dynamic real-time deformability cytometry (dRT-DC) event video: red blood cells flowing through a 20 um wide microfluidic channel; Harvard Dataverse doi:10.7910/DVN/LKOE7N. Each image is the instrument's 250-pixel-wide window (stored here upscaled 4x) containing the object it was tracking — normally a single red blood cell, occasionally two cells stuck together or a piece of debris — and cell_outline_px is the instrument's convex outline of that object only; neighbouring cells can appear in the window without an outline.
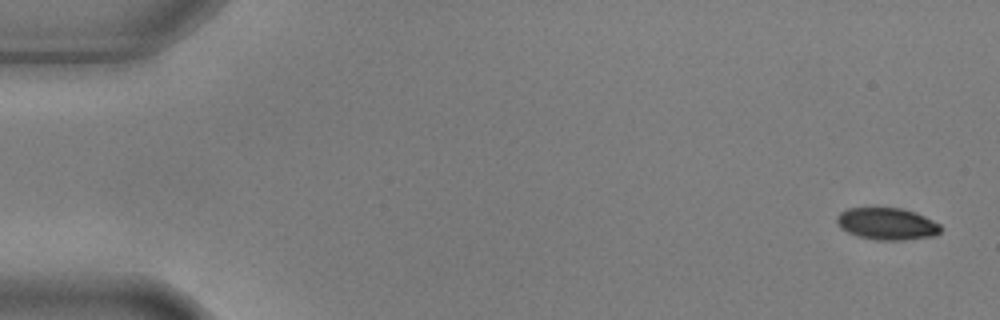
{"species": "common noctule bat (a hibernating species)", "species_latin": "Nyctalus noctula", "temperature_condition": "warm", "stored_images_in_passage": 5, "camera_frame_rate_fps": 3000, "um_per_image_px": 0.085, "animal": {"sex": "male", "body_mass_g": 17.9, "forearm_length_mm": 54.2}, "frame": {"image": 1, "passage_image": 1, "time_ms": 0.0, "image_size_px": [1000, 320], "cell_outline_px": [[940, 232], [936, 236], [904, 240], [876, 240], [856, 236], [840, 228], [836, 220], [836, 216], [840, 212], [848, 208], [900, 208], [916, 212], [940, 224]], "centroid_in_image_um": [75.38, 19.03], "position_along_channel_um": 9.6, "area_um2": 19.48}}
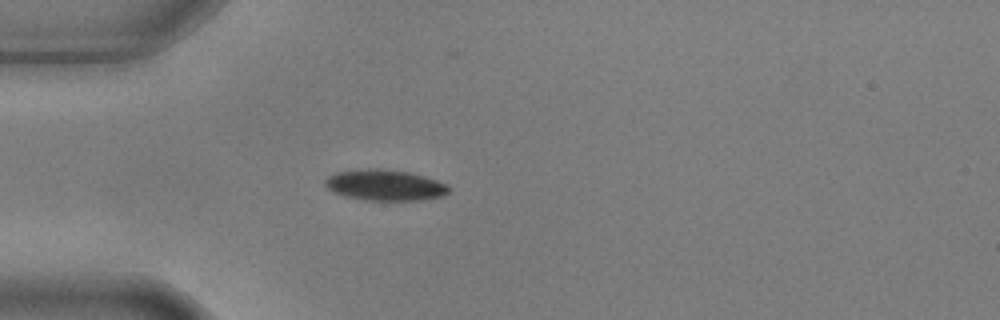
{"frame": {"image": 2, "passage_image": 5, "time_ms": 1.333, "image_size_px": [1000, 320], "cell_outline_px": [[452, 188], [444, 196], [420, 200], [364, 200], [344, 196], [332, 192], [324, 184], [324, 180], [328, 176], [336, 172], [368, 168], [380, 168], [408, 172], [424, 176], [448, 184]], "centroid_in_image_um": [32.72, 15.73], "position_along_channel_um": 52.3, "area_um2": 22.48}}